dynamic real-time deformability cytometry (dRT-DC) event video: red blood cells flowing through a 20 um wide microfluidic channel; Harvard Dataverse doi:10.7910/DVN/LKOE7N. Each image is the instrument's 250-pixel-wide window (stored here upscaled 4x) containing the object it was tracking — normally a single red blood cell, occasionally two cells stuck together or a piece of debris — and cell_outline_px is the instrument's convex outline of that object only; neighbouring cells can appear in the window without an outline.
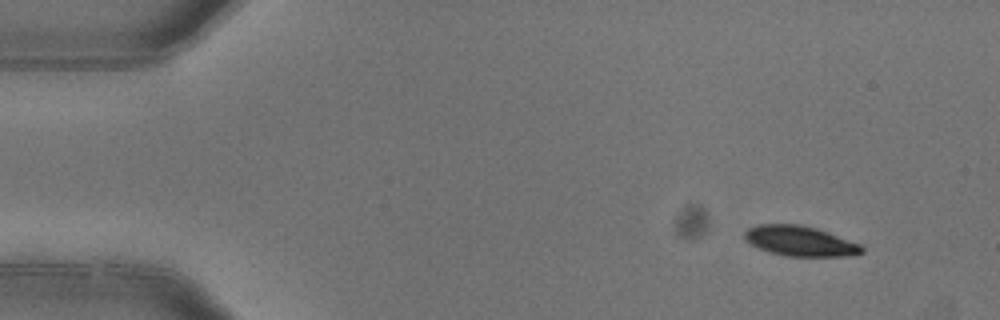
{"species": "common noctule bat (a hibernating species)", "species_latin": "Nyctalus noctula", "temperature_condition": "warm", "stored_images_in_passage": 5, "camera_frame_rate_fps": 3000, "um_per_image_px": 0.085, "animal": {"sex": "female"}, "frame": {"image": 1, "passage_image": 1, "time_ms": 0.0, "image_size_px": [1000, 320], "cell_outline_px": [[864, 252], [856, 256], [788, 256], [772, 252], [760, 248], [744, 240], [744, 232], [748, 228], [760, 224], [800, 224], [816, 228], [860, 244], [864, 248]], "centroid_in_image_um": [68.03, 20.49], "position_along_channel_um": 17.0, "area_um2": 20.46}}
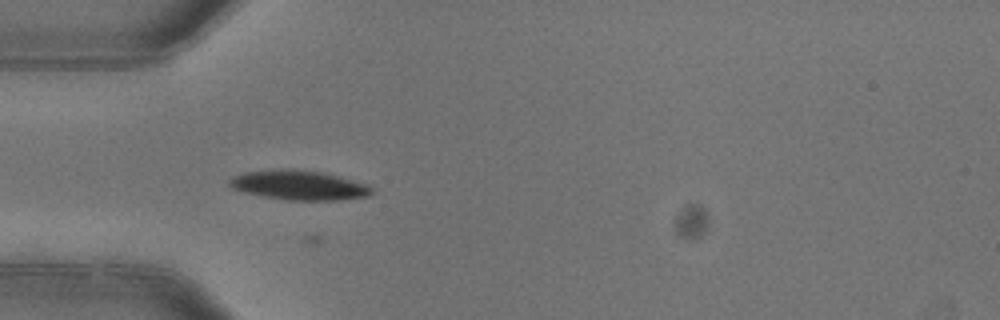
{"frame": {"image": 2, "passage_image": 4, "time_ms": 1.0, "image_size_px": [1000, 320], "cell_outline_px": [[372, 192], [368, 196], [340, 200], [284, 200], [244, 192], [232, 188], [228, 184], [228, 180], [232, 176], [244, 172], [324, 172], [368, 184], [372, 188]], "centroid_in_image_um": [25.46, 15.79], "position_along_channel_um": 59.5, "area_um2": 23.47}}